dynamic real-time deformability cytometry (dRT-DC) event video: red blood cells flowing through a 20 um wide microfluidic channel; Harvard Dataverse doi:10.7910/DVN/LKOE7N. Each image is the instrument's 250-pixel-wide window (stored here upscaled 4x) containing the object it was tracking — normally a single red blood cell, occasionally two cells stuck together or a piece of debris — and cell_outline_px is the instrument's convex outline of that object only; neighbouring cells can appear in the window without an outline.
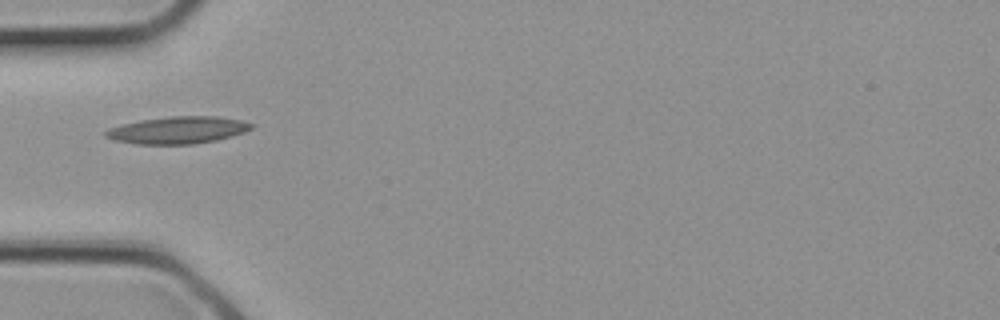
{"species": "common noctule bat (a hibernating species)", "species_latin": "Nyctalus noctula", "temperature_condition": "cold", "stored_images_in_passage": 1, "camera_frame_rate_fps": 3000, "um_per_image_px": 0.085, "animal": {"sex": "female", "body_mass_g": 21.9}, "frame": {"image": 1, "passage_image": 1, "time_ms": 0.0, "image_size_px": [1000, 320], "cell_outline_px": [[256, 124], [252, 128], [244, 132], [232, 136], [216, 140], [192, 144], [136, 144], [112, 140], [104, 136], [104, 132], [108, 128], [120, 124], [140, 120], [172, 116], [216, 116], [240, 120]], "centroid_in_image_um": [15.08, 11.06], "position_along_channel_um": 69.9, "area_um2": 23.18}}